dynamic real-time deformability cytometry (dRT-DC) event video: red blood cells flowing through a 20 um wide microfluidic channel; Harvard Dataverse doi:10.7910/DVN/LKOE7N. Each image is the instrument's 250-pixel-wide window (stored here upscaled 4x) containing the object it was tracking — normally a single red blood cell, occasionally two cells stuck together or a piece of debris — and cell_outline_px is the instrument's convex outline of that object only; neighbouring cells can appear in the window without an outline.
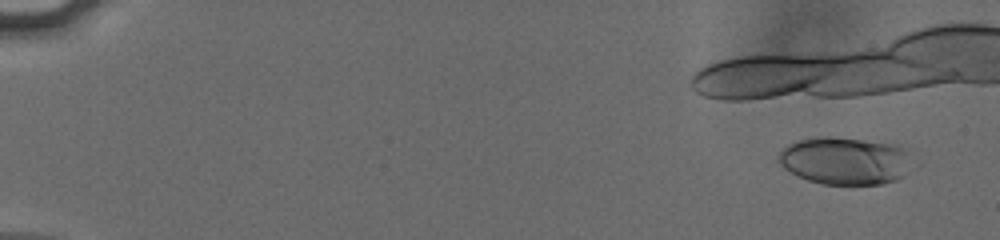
{"species": "human", "species_latin": "Homo sapiens", "temperature_condition": "cold", "stored_images_in_passage": 13, "camera_frame_rate_fps": 3000, "um_per_image_px": 0.085, "donor": {"sex": "male"}, "frame": {"image": 1, "passage_image": 4, "time_ms": 1.0, "image_size_px": [1000, 240], "cell_outline_px": [[904, 176], [896, 180], [884, 184], [824, 184], [808, 180], [784, 168], [776, 160], [776, 156], [788, 144], [796, 140], [820, 136], [832, 136], [900, 144], [904, 152]], "centroid_in_image_um": [71.71, 13.64], "position_along_channel_um": 13.3, "area_um2": 36.53}}